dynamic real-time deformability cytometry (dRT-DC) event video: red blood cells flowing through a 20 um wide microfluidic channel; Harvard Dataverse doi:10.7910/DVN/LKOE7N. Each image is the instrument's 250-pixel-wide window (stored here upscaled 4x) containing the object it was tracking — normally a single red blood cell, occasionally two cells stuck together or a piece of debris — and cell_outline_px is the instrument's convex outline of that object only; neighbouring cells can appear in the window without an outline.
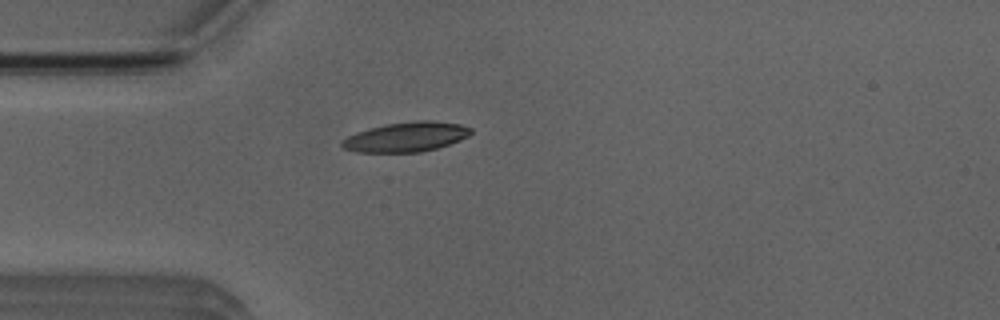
{"species": "Egyptian fruit bat (a non-hibernating species)", "species_latin": "Rousettus aegyptiacus", "temperature_condition": "room temperature", "stored_images_in_passage": 3, "camera_frame_rate_fps": 3000, "um_per_image_px": 0.085, "animal": {"sex": "male"}, "frame": {"image": 1, "passage_image": 3, "time_ms": 3.333, "image_size_px": [1000, 320], "cell_outline_px": [[472, 132], [468, 136], [460, 140], [436, 148], [420, 152], [356, 152], [344, 148], [340, 144], [340, 140], [356, 132], [368, 128], [384, 124], [416, 120], [432, 120], [460, 124], [472, 128]], "centroid_in_image_um": [34.5, 11.62], "position_along_channel_um": 50.5, "area_um2": 22.43}}